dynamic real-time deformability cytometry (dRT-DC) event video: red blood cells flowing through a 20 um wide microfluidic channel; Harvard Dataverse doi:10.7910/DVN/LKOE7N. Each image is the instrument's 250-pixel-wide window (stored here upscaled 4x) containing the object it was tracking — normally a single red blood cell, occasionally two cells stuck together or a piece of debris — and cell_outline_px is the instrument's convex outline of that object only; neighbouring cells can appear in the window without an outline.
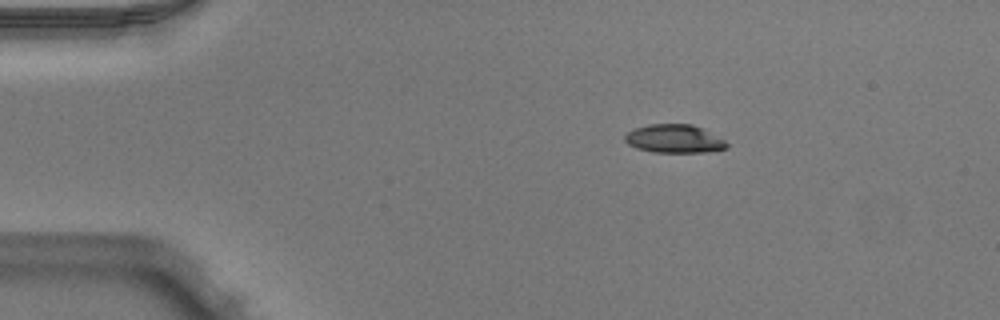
{"species": "Egyptian fruit bat (a non-hibernating species)", "species_latin": "Rousettus aegyptiacus", "temperature_condition": "warm", "stored_images_in_passage": 43, "camera_frame_rate_fps": 3000, "um_per_image_px": 0.085, "animal": {"sex": "male"}, "frame": {"image": 1, "passage_image": 1, "time_ms": 0.0, "image_size_px": [1000, 320], "cell_outline_px": [[728, 148], [708, 152], [652, 152], [636, 148], [628, 144], [624, 140], [624, 136], [628, 132], [636, 128], [648, 124], [692, 124], [724, 140], [728, 144]], "centroid_in_image_um": [57.29, 11.8], "position_along_channel_um": 27.7, "area_um2": 16.7}}
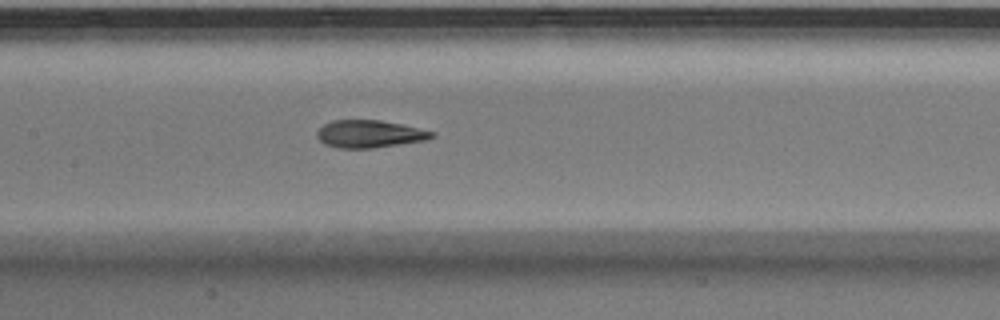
{"frame": {"image": 2, "passage_image": 17, "time_ms": 5.333, "image_size_px": [1000, 320], "cell_outline_px": [[436, 136], [424, 140], [372, 148], [336, 148], [324, 144], [316, 136], [316, 132], [324, 124], [332, 120], [380, 120], [400, 124], [436, 132]], "centroid_in_image_um": [31.38, 11.38], "position_along_channel_um": 176.0, "area_um2": 18.32}}
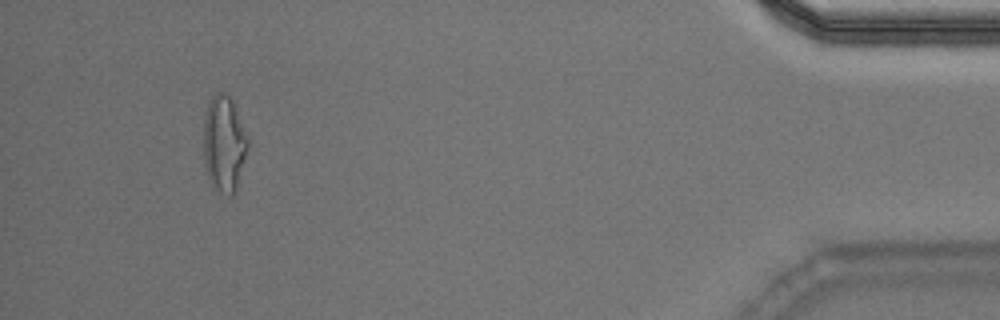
{"frame": {"image": 3, "passage_image": 40, "time_ms": 13.0, "image_size_px": [1000, 320], "cell_outline_px": [[248, 148], [236, 192], [232, 196], [228, 196], [212, 188], [208, 180], [204, 164], [204, 120], [208, 104], [212, 96], [216, 92], [220, 92], [228, 96], [232, 100], [248, 136]], "centroid_in_image_um": [19.04, 12.28], "position_along_channel_um": 416.2, "area_um2": 25.09}, "authors_computed_cell_mechanics": {"area_um2": 18.785, "velocity_mm_per_s": 3.9878, "shape_relaxation_time_tau1_ms": 5.1539, "shape_relaxation_time_tau2_ms": 0.7061, "deformation_change_tau1": 0.2211, "deformation_change_tau2": 0.0615}}